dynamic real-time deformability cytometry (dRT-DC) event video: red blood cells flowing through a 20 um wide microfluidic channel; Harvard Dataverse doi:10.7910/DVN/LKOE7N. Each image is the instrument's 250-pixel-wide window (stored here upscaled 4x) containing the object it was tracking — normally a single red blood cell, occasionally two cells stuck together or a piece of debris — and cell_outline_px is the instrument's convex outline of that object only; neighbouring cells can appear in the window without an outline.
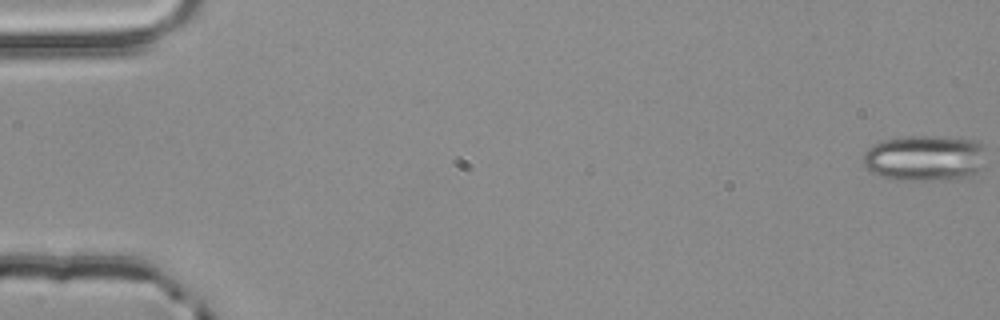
{"species": "common noctule bat (a hibernating species)", "species_latin": "Nyctalus noctula", "temperature_condition": "room temperature", "stored_images_in_passage": 55, "camera_frame_rate_fps": 3000, "um_per_image_px": 0.085, "animal": {"sex": "male", "body_mass_g": 20.4}, "frame": {"image": 1, "passage_image": 1, "time_ms": 0.0, "image_size_px": [1000, 320], "cell_outline_px": [[984, 168], [972, 180], [888, 180], [872, 172], [864, 164], [864, 152], [872, 144], [884, 140], [908, 136], [940, 136], [980, 140], [984, 144]], "centroid_in_image_um": [78.72, 13.46], "position_along_channel_um": 6.3, "area_um2": 34.16}}
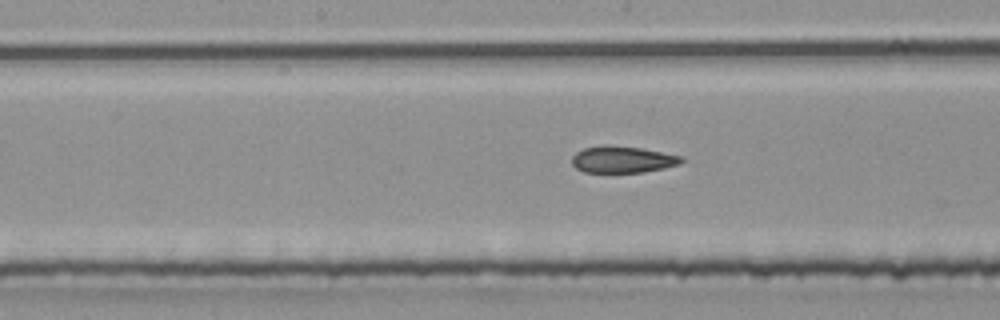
{"frame": {"image": 2, "passage_image": 29, "time_ms": 9.333, "image_size_px": [1000, 320], "cell_outline_px": [[684, 160], [680, 164], [664, 168], [644, 172], [584, 172], [576, 168], [572, 164], [572, 156], [576, 152], [584, 148], [640, 148], [684, 156]], "centroid_in_image_um": [52.98, 13.6], "position_along_channel_um": 195.2, "area_um2": 16.3}}
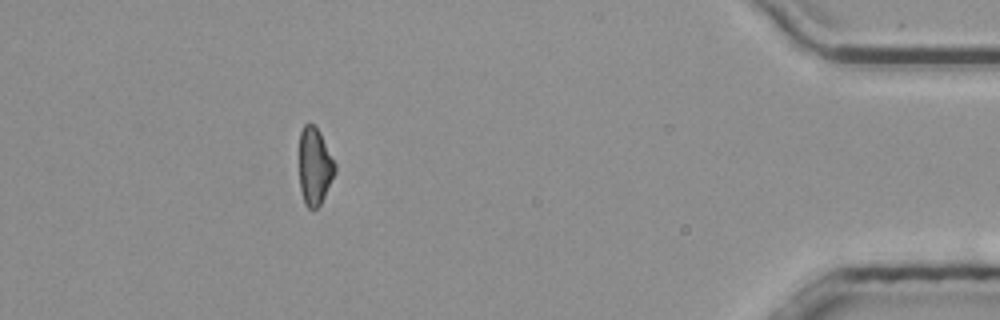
{"frame": {"image": 3, "passage_image": 50, "time_ms": 16.333, "image_size_px": [1000, 320], "cell_outline_px": [[336, 172], [320, 204], [316, 208], [308, 208], [304, 204], [300, 188], [300, 132], [304, 124], [312, 124], [320, 132], [336, 164]], "centroid_in_image_um": [26.75, 14.14], "position_along_channel_um": 408.4, "area_um2": 15.95}, "authors_computed_cell_mechanics": {"area_um2": 17.7446, "velocity_mm_per_s": 3.8564, "shape_relaxation_time_tau1_ms": null, "shape_relaxation_time_tau2_ms": 3.2001, "deformation_change_tau1": null, "deformation_change_tau2": 0.1209}}